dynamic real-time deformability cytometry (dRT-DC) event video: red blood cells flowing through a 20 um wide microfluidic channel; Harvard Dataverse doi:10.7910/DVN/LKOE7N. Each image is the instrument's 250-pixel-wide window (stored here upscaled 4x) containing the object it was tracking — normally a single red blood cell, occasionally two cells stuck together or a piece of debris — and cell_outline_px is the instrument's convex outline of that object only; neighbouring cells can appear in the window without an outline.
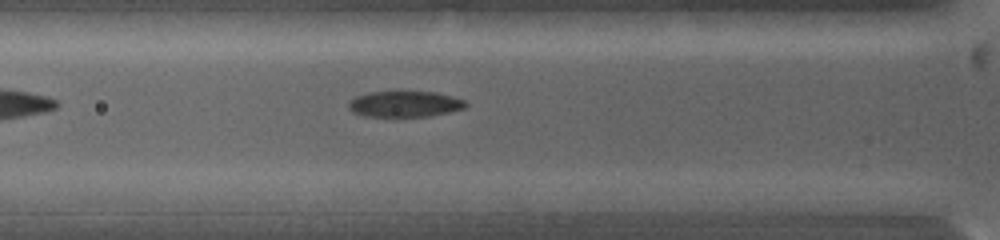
{"species": "common noctule bat (a hibernating species)", "species_latin": "Nyctalus noctula", "temperature_condition": "warm", "stored_images_in_passage": 67, "camera_frame_rate_fps": 5000, "um_per_image_px": 0.085, "animal": {"sex": "female", "body_mass_g": 19.0, "forearm_length_mm": 53.3}, "frame": {"image": 1, "passage_image": 5, "time_ms": 0.8, "image_size_px": [1000, 240], "cell_outline_px": [[468, 104], [464, 108], [432, 116], [364, 116], [352, 112], [348, 108], [348, 100], [356, 96], [368, 92], [436, 92], [452, 96], [464, 100]], "centroid_in_image_um": [34.37, 8.84], "position_along_channel_um": 91.4, "area_um2": 17.69}}
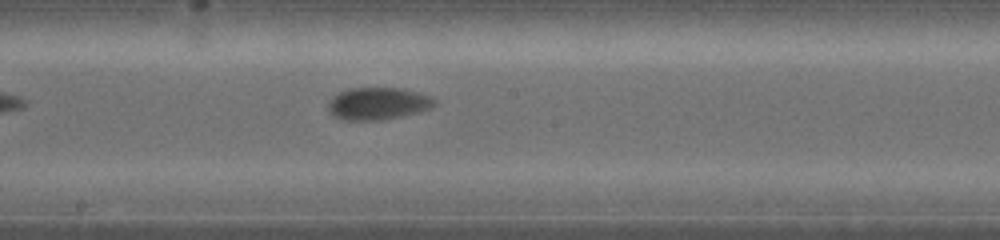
{"frame": {"image": 2, "passage_image": 20, "time_ms": 4.0, "image_size_px": [1000, 240], "cell_outline_px": [[436, 104], [432, 108], [420, 112], [384, 120], [344, 120], [328, 112], [328, 104], [332, 96], [340, 92], [352, 88], [400, 88], [432, 96], [436, 100]], "centroid_in_image_um": [32.15, 8.81], "position_along_channel_um": 216.0, "area_um2": 20.11}}
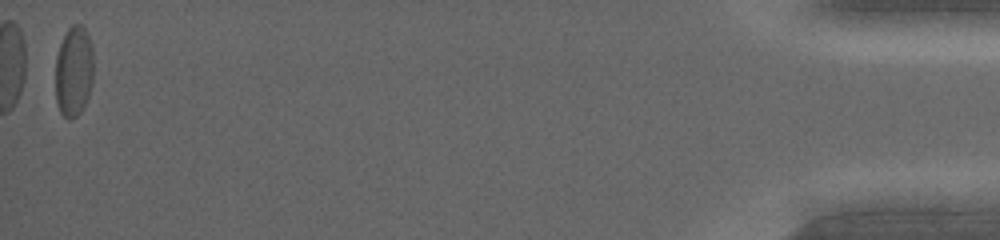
{"frame": {"image": 3, "passage_image": 64, "time_ms": 13.2, "image_size_px": [1000, 240], "cell_outline_px": [[92, 84], [88, 96], [80, 112], [72, 120], [68, 120], [60, 112], [56, 104], [56, 56], [60, 44], [68, 28], [72, 24], [80, 24], [84, 28], [88, 36], [92, 52]], "centroid_in_image_um": [6.25, 6.08], "position_along_channel_um": 428.9, "area_um2": 20.0}}